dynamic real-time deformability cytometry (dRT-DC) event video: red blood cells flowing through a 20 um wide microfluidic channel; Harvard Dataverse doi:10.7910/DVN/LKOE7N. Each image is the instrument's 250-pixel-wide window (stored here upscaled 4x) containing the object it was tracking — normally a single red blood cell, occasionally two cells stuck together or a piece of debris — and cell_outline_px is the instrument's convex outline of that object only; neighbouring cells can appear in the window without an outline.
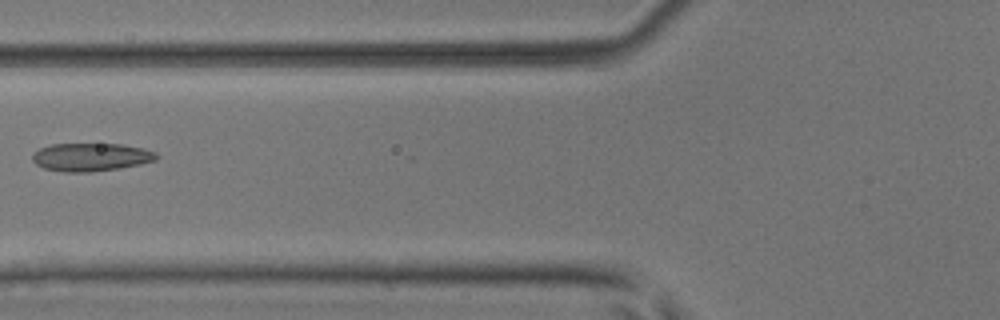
{"species": "common noctule bat (a hibernating species)", "species_latin": "Nyctalus noctula", "temperature_condition": "room temperature", "stored_images_in_passage": 6, "camera_frame_rate_fps": 3000, "um_per_image_px": 0.085, "animal": {"sex": "male", "body_mass_g": 17.9, "forearm_length_mm": 54.2}, "frame": {"image": 1, "passage_image": 5, "time_ms": 1.333, "image_size_px": [1000, 320], "cell_outline_px": [[160, 156], [156, 160], [140, 164], [120, 168], [92, 172], [64, 172], [44, 168], [36, 164], [32, 160], [32, 156], [40, 148], [52, 144], [120, 144], [144, 148], [156, 152]], "centroid_in_image_um": [7.76, 13.35], "position_along_channel_um": 118.0, "area_um2": 20.35}}
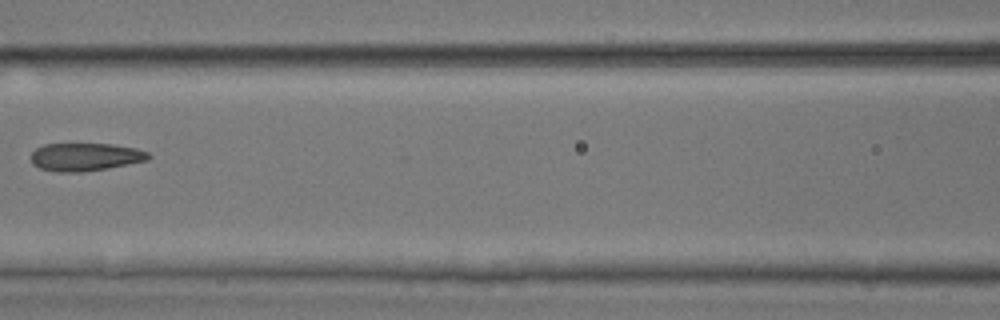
{"frame": {"image": 2, "passage_image": 6, "time_ms": 1.667, "image_size_px": [1000, 320], "cell_outline_px": [[152, 156], [148, 160], [108, 168], [80, 172], [56, 172], [40, 168], [32, 164], [32, 152], [36, 148], [44, 144], [112, 144], [136, 148], [148, 152]], "centroid_in_image_um": [7.26, 13.34], "position_along_channel_um": 159.3, "area_um2": 19.13}}